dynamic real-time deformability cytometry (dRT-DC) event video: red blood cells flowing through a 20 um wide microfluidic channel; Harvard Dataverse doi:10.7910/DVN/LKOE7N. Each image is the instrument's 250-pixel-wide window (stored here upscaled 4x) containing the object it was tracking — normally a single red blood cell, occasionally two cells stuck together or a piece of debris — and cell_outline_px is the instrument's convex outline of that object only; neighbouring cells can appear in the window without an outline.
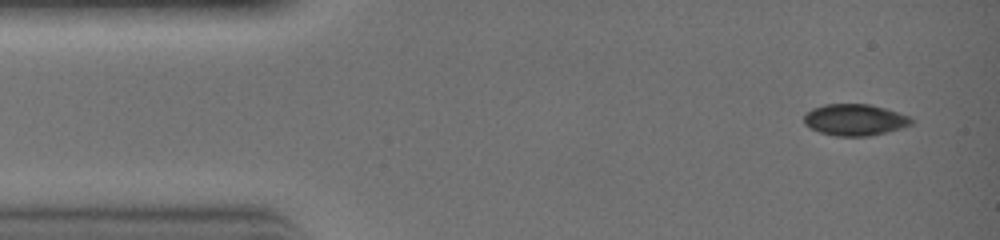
{"species": "common noctule bat (a hibernating species)", "species_latin": "Nyctalus noctula", "temperature_condition": "warm", "stored_images_in_passage": 2, "camera_frame_rate_fps": 3000, "um_per_image_px": 0.085, "animal": {"sex": "female", "body_mass_g": 19.0, "forearm_length_mm": 51.5}, "frame": {"image": 1, "passage_image": 1, "time_ms": 0.0, "image_size_px": [1000, 240], "cell_outline_px": [[912, 124], [900, 128], [868, 136], [836, 136], [820, 132], [804, 124], [804, 116], [812, 108], [824, 104], [868, 104], [884, 108], [908, 116], [912, 120]], "centroid_in_image_um": [72.62, 10.18], "position_along_channel_um": 12.4, "area_um2": 19.36}}